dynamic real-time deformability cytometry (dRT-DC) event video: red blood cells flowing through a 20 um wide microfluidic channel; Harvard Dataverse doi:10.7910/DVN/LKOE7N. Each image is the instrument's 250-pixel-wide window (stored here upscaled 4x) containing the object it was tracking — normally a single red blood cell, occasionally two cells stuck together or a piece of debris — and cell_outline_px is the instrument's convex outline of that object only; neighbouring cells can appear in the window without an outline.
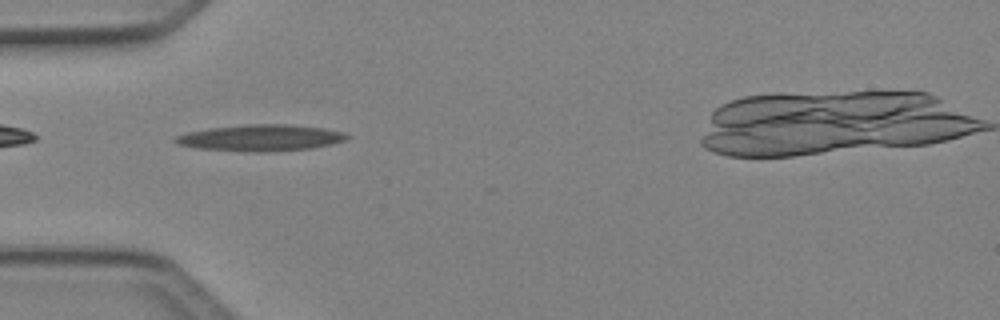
{"species": "Egyptian fruit bat (a non-hibernating species)", "species_latin": "Rousettus aegyptiacus", "temperature_condition": "cold", "stored_images_in_passage": 2, "camera_frame_rate_fps": 3000, "um_per_image_px": 0.085, "animal": {"sex": "female"}, "frame": {"image": 1, "passage_image": 2, "time_ms": 0.333, "image_size_px": [1000, 320], "cell_outline_px": [[348, 140], [332, 144], [312, 148], [264, 152], [252, 152], [196, 148], [176, 144], [172, 140], [176, 136], [188, 132], [208, 128], [248, 124], [288, 124], [324, 128], [344, 132], [348, 136]], "centroid_in_image_um": [22.15, 11.71], "position_along_channel_um": 62.8, "area_um2": 26.53}}